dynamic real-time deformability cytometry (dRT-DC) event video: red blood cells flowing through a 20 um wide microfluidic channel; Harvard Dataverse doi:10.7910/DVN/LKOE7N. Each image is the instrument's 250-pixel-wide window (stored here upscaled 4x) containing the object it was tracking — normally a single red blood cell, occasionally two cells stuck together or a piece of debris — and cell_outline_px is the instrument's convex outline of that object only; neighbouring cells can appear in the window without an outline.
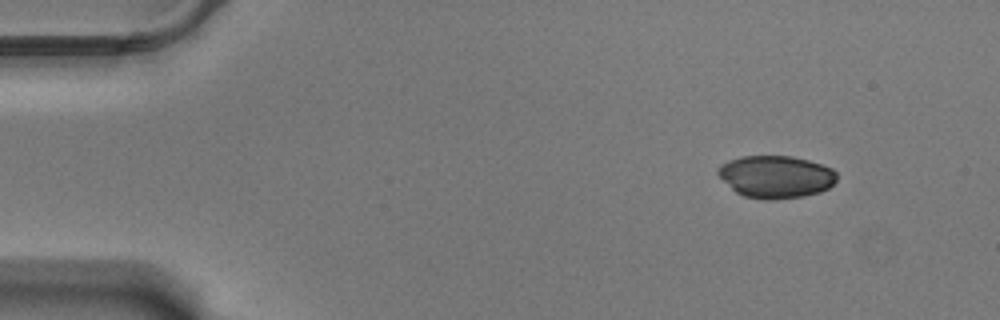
{"species": "Egyptian fruit bat (a non-hibernating species)", "species_latin": "Rousettus aegyptiacus", "temperature_condition": "warm", "stored_images_in_passage": 53, "camera_frame_rate_fps": 3000, "um_per_image_px": 0.085, "animal": {"sex": "male"}, "frame": {"image": 1, "passage_image": 1, "time_ms": 0.0, "image_size_px": [1000, 320], "cell_outline_px": [[836, 180], [828, 188], [820, 192], [804, 196], [768, 200], [744, 196], [736, 192], [716, 172], [716, 168], [720, 164], [728, 160], [740, 156], [792, 156], [808, 160], [832, 168], [836, 172]], "centroid_in_image_um": [65.93, 15.01], "position_along_channel_um": 19.1, "area_um2": 29.3}}
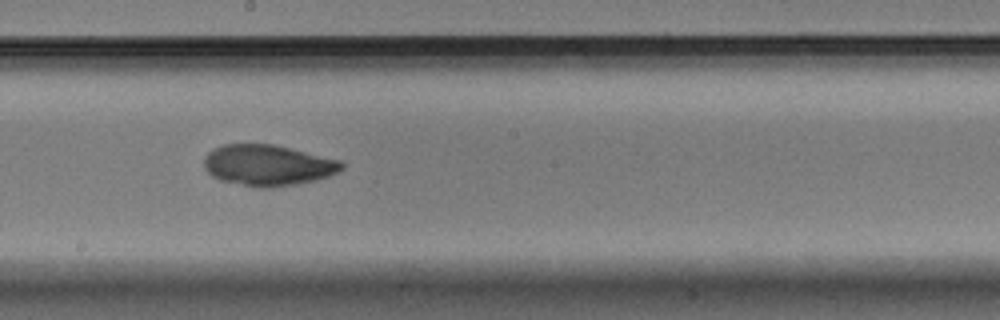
{"frame": {"image": 2, "passage_image": 27, "time_ms": 8.667, "image_size_px": [1000, 320], "cell_outline_px": [[344, 168], [340, 172], [316, 180], [296, 184], [272, 188], [260, 188], [220, 180], [212, 176], [204, 168], [204, 160], [208, 152], [212, 148], [224, 144], [272, 144], [344, 160]], "centroid_in_image_um": [22.81, 14.04], "position_along_channel_um": 225.4, "area_um2": 33.18}}
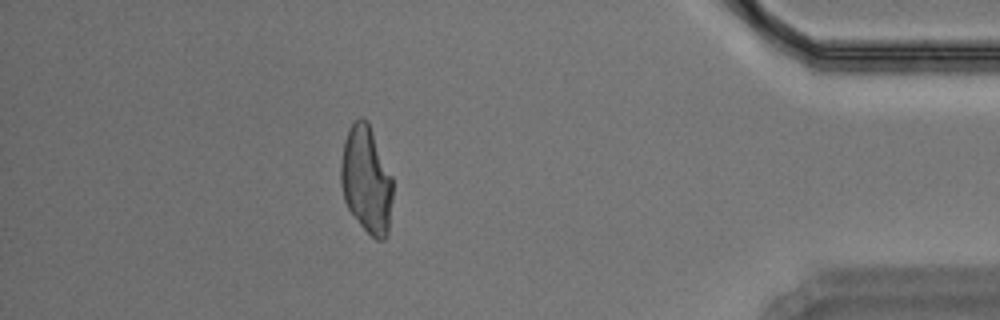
{"frame": {"image": 3, "passage_image": 46, "time_ms": 15.0, "image_size_px": [1000, 320], "cell_outline_px": [[392, 200], [388, 232], [384, 240], [376, 240], [360, 224], [348, 208], [344, 200], [340, 184], [340, 164], [344, 140], [348, 128], [360, 116], [364, 116], [368, 120], [392, 176]], "centroid_in_image_um": [31.13, 15.25], "position_along_channel_um": 404.1, "area_um2": 32.66}}